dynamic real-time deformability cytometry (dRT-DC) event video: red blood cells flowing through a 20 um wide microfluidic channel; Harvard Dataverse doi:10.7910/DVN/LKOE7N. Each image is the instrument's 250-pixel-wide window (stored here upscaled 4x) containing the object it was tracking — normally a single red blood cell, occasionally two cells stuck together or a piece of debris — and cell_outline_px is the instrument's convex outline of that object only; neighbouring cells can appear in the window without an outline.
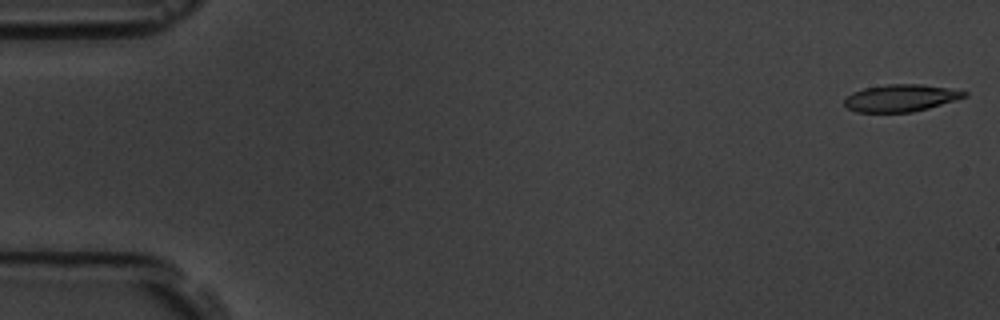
{"species": "common noctule bat (a hibernating species)", "species_latin": "Nyctalus noctula", "temperature_condition": "room temperature", "stored_images_in_passage": 55, "camera_frame_rate_fps": 3000, "um_per_image_px": 0.085, "animal": {"sex": "male", "body_mass_g": 19.5, "forearm_length_mm": 54.6}, "frame": {"image": 1, "passage_image": 1, "time_ms": 0.0, "image_size_px": [1000, 320], "cell_outline_px": [[968, 96], [956, 100], [928, 108], [912, 112], [856, 112], [848, 108], [844, 104], [844, 100], [852, 92], [864, 88], [888, 84], [920, 84], [948, 88], [968, 92]], "centroid_in_image_um": [76.56, 8.33], "position_along_channel_um": 8.4, "area_um2": 18.9}}
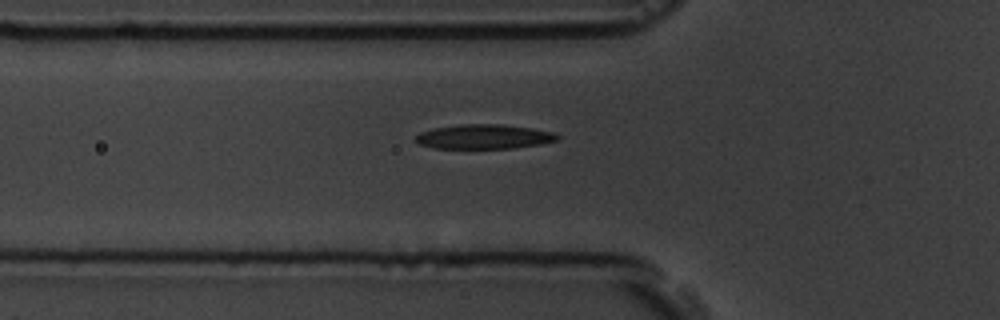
{"frame": {"image": 2, "passage_image": 19, "time_ms": 6.0, "image_size_px": [1000, 320], "cell_outline_px": [[560, 136], [556, 140], [540, 144], [512, 148], [432, 148], [420, 144], [416, 140], [416, 136], [420, 132], [432, 128], [460, 124], [504, 124], [532, 128], [552, 132]], "centroid_in_image_um": [41.12, 11.61], "position_along_channel_um": 84.7, "area_um2": 20.17}}
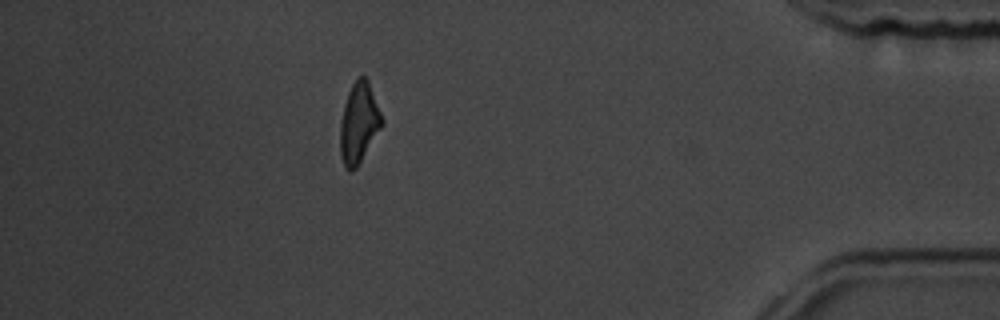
{"frame": {"image": 3, "passage_image": 49, "time_ms": 16.0, "image_size_px": [1000, 320], "cell_outline_px": [[384, 124], [356, 168], [352, 172], [348, 172], [344, 168], [340, 152], [340, 124], [344, 104], [348, 92], [352, 84], [360, 76], [364, 76], [368, 80], [384, 120]], "centroid_in_image_um": [30.51, 10.48], "position_along_channel_um": 404.7, "area_um2": 19.65}, "authors_computed_cell_mechanics": {"area_um2": 20.1144, "velocity_mm_per_s": 3.6614, "shape_relaxation_time_tau1_ms": 3.8059, "shape_relaxation_time_tau2_ms": 4.5815, "deformation_change_tau1": 0.1448, "deformation_change_tau2": 0.1592}}